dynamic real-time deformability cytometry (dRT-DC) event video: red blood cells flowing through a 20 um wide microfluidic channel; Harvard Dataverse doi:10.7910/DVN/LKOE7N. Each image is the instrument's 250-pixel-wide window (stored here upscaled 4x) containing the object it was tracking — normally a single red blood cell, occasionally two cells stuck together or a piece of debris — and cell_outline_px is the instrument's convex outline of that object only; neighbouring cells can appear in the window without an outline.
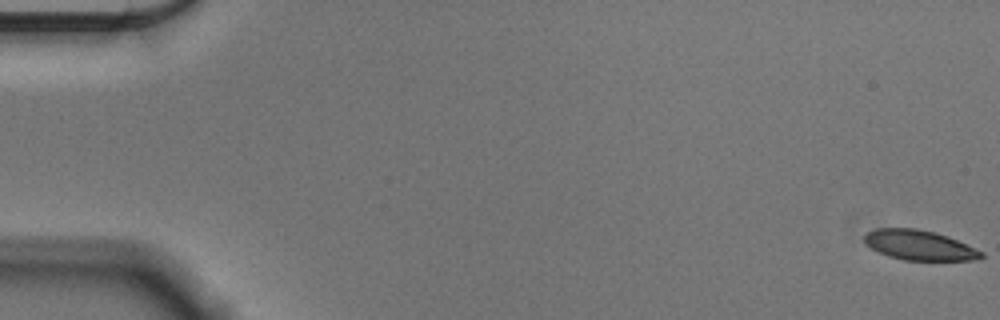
{"species": "Egyptian fruit bat (a non-hibernating species)", "species_latin": "Rousettus aegyptiacus", "temperature_condition": "cold", "stored_images_in_passage": 57, "camera_frame_rate_fps": 3000, "um_per_image_px": 0.085, "animal": {"sex": "male"}, "frame": {"image": 1, "passage_image": 1, "time_ms": 0.0, "image_size_px": [1000, 320], "cell_outline_px": [[984, 256], [976, 260], [904, 260], [888, 256], [872, 248], [864, 240], [864, 232], [876, 228], [916, 228], [948, 236], [984, 252]], "centroid_in_image_um": [78.14, 20.83], "position_along_channel_um": 6.9, "area_um2": 20.29}}
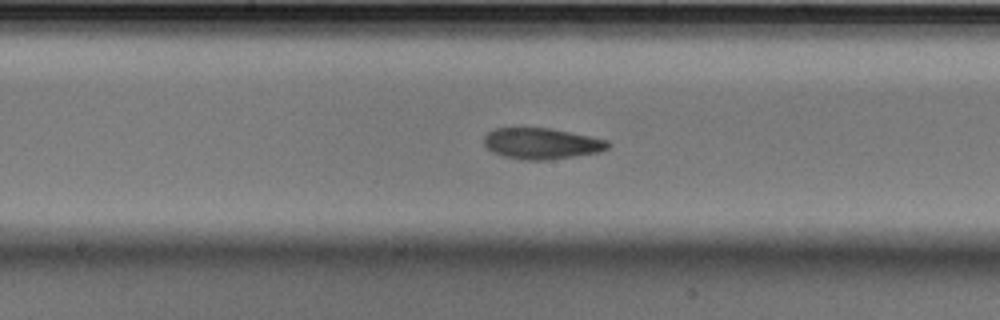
{"frame": {"image": 2, "passage_image": 30, "time_ms": 9.667, "image_size_px": [1000, 320], "cell_outline_px": [[612, 144], [608, 148], [600, 152], [552, 160], [520, 160], [504, 156], [492, 152], [484, 144], [484, 136], [488, 132], [496, 128], [548, 128], [608, 140]], "centroid_in_image_um": [46.04, 12.22], "position_along_channel_um": 202.2, "area_um2": 22.48}}
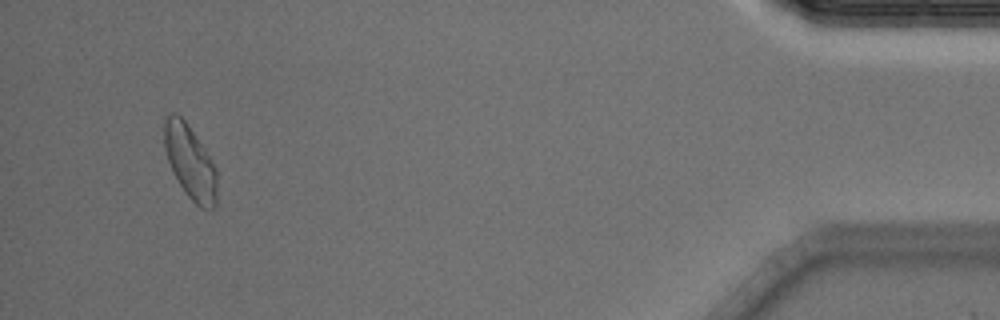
{"frame": {"image": 3, "passage_image": 54, "time_ms": 17.667, "image_size_px": [1000, 320], "cell_outline_px": [[216, 204], [212, 208], [200, 208], [184, 192], [172, 172], [164, 148], [164, 120], [172, 112], [176, 112], [184, 120], [204, 148], [216, 168]], "centroid_in_image_um": [16.14, 13.78], "position_along_channel_um": 419.1, "area_um2": 22.43}, "authors_computed_cell_mechanics": {"area_um2": 22.3686, "velocity_mm_per_s": 3.5873, "shape_relaxation_time_tau1_ms": 5.6283, "shape_relaxation_time_tau2_ms": 2.2781, "deformation_change_tau1": 0.1509, "deformation_change_tau2": 0.077}}